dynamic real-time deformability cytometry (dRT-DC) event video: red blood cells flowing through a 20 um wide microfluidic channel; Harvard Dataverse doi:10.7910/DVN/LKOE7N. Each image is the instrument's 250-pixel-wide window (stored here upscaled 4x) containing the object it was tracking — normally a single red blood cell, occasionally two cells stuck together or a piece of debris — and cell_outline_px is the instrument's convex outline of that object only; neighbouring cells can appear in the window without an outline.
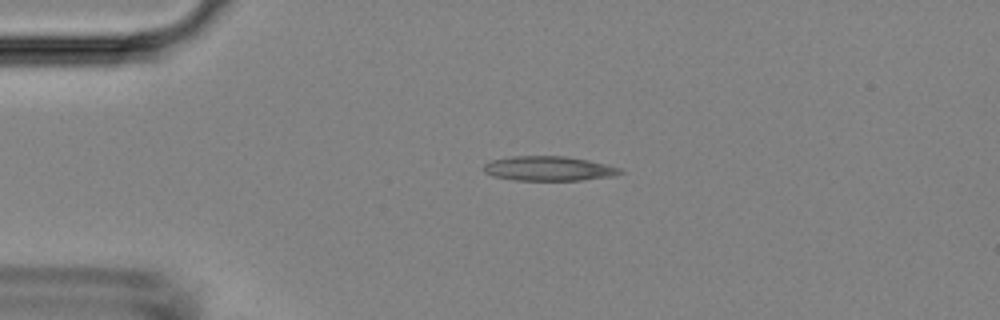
{"species": "Egyptian fruit bat (a non-hibernating species)", "species_latin": "Rousettus aegyptiacus", "temperature_condition": "room temperature", "stored_images_in_passage": 4, "camera_frame_rate_fps": 3000, "um_per_image_px": 0.085, "animal": {"sex": "female"}, "frame": {"image": 1, "passage_image": 3, "time_ms": 2.333, "image_size_px": [1000, 320], "cell_outline_px": [[624, 172], [616, 176], [584, 180], [512, 180], [492, 176], [484, 172], [484, 164], [492, 160], [512, 156], [568, 156], [588, 160], [620, 168]], "centroid_in_image_um": [46.65, 14.33], "position_along_channel_um": 38.3, "area_um2": 19.65}}